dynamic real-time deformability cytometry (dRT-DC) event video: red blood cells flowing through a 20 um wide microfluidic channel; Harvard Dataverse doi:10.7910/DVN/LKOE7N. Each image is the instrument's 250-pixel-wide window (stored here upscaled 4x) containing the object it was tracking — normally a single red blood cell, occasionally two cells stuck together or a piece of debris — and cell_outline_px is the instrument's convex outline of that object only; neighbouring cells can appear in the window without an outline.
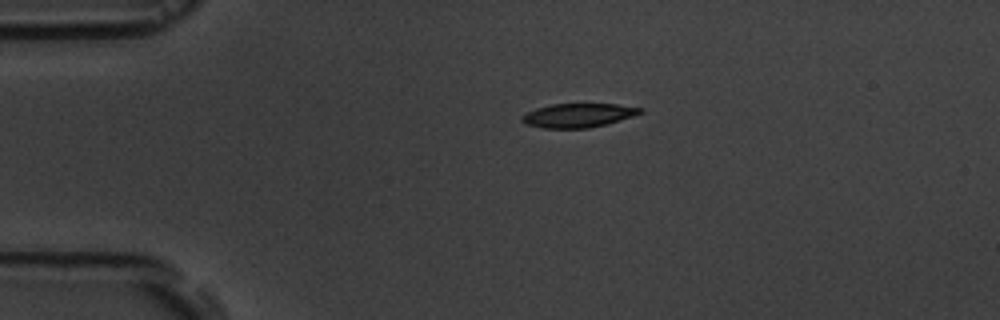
{"species": "common noctule bat (a hibernating species)", "species_latin": "Nyctalus noctula", "temperature_condition": "room temperature", "stored_images_in_passage": 2, "camera_frame_rate_fps": 3000, "um_per_image_px": 0.085, "animal": {"sex": "male", "body_mass_g": 19.5, "forearm_length_mm": 54.6}, "frame": {"image": 1, "passage_image": 1, "time_ms": 0.0, "image_size_px": [1000, 320], "cell_outline_px": [[644, 112], [608, 124], [588, 128], [540, 128], [524, 124], [520, 120], [520, 116], [536, 108], [552, 104], [616, 104], [644, 108]], "centroid_in_image_um": [49.13, 9.81], "position_along_channel_um": 35.9, "area_um2": 16.65}}